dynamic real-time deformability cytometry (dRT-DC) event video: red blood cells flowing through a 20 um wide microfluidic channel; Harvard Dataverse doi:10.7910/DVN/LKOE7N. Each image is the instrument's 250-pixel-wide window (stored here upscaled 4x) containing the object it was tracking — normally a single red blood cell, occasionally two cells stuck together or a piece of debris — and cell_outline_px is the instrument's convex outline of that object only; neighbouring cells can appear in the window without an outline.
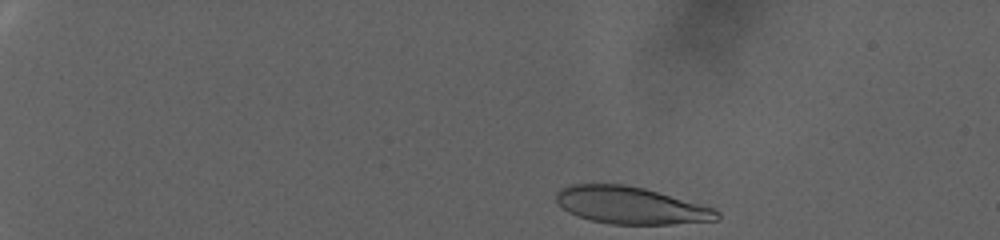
{"species": "human", "species_latin": "Homo sapiens", "temperature_condition": "warm", "stored_images_in_passage": 73, "camera_frame_rate_fps": 3000, "um_per_image_px": 0.085, "donor": {"sex": "female"}, "frame": {"image": 1, "passage_image": 1, "time_ms": 0.0, "image_size_px": [1000, 240], "cell_outline_px": [[720, 220], [672, 224], [612, 224], [592, 220], [576, 216], [568, 212], [556, 200], [556, 192], [560, 188], [572, 184], [624, 184], [644, 188], [716, 208], [720, 212]], "centroid_in_image_um": [53.65, 17.46], "position_along_channel_um": 31.4, "area_um2": 34.91}}
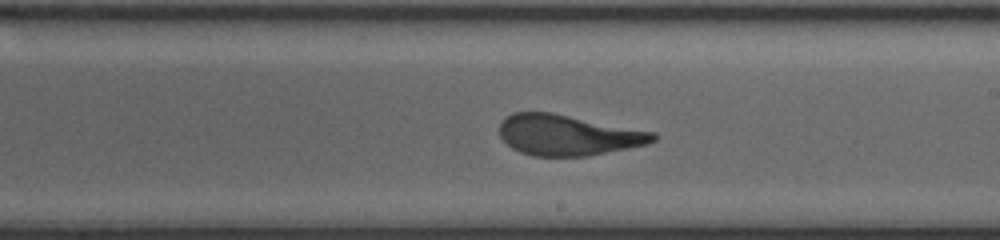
{"frame": {"image": 2, "passage_image": 42, "time_ms": 13.667, "image_size_px": [1000, 240], "cell_outline_px": [[660, 136], [656, 140], [648, 144], [588, 156], [532, 156], [520, 152], [512, 148], [500, 136], [500, 120], [512, 112], [552, 112], [656, 132]], "centroid_in_image_um": [48.29, 11.47], "position_along_channel_um": 240.7, "area_um2": 36.7}}
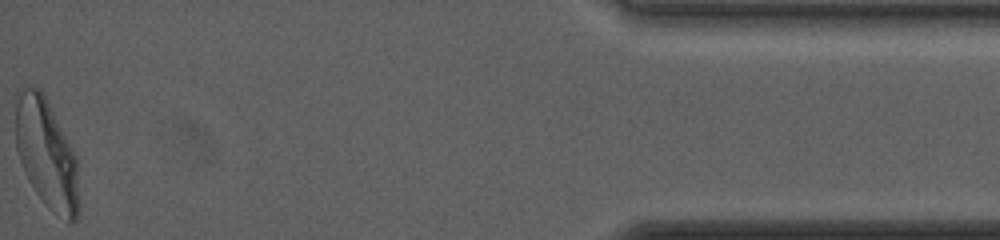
{"frame": {"image": 3, "passage_image": 73, "time_ms": 24.0, "image_size_px": [1000, 240], "cell_outline_px": [[80, 216], [72, 224], [52, 212], [44, 204], [28, 180], [24, 172], [16, 148], [16, 104], [20, 92], [24, 84], [40, 88], [44, 92], [76, 156], [80, 204]], "centroid_in_image_um": [3.98, 13.11], "position_along_channel_um": 431.2, "area_um2": 40.98}, "authors_computed_cell_mechanics": {"area_um2": 36.8764, "velocity_mm_per_s": 2.4682, "shape_relaxation_time_tau1_ms": 8.3711, "shape_relaxation_time_tau2_ms": 1.185, "deformation_change_tau1": 0.2539, "deformation_change_tau2": 0.1006}}